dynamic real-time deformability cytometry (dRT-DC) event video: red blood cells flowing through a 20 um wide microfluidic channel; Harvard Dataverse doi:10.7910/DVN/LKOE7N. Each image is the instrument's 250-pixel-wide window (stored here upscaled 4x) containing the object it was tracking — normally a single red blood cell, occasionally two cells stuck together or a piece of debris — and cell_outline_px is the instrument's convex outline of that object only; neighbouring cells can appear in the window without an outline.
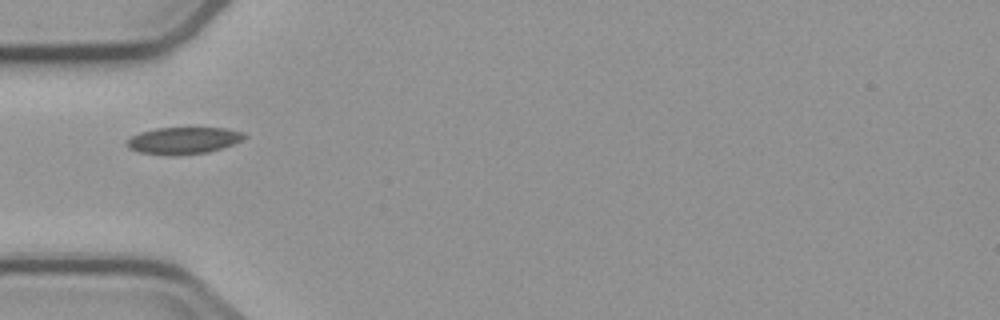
{"species": "common noctule bat (a hibernating species)", "species_latin": "Nyctalus noctula", "temperature_condition": "cold", "stored_images_in_passage": 3, "camera_frame_rate_fps": 3000, "um_per_image_px": 0.085, "animal": {"sex": "male", "body_mass_g": 23.1, "forearm_length_mm": 52.7}, "frame": {"image": 1, "passage_image": 1, "time_ms": 0.0, "image_size_px": [1000, 320], "cell_outline_px": [[248, 136], [244, 140], [208, 152], [176, 156], [172, 156], [140, 152], [128, 148], [128, 140], [132, 136], [140, 132], [156, 128], [228, 128], [244, 132]], "centroid_in_image_um": [15.64, 11.94], "position_along_channel_um": 69.4, "area_um2": 18.44}}
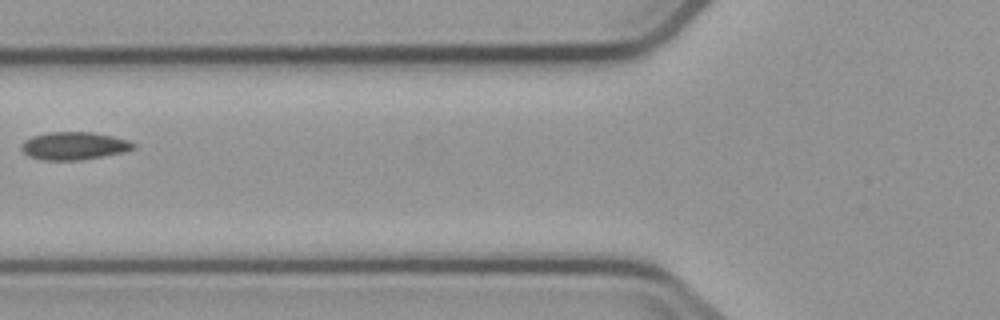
{"frame": {"image": 2, "passage_image": 2, "time_ms": 1.333, "image_size_px": [1000, 320], "cell_outline_px": [[136, 148], [124, 152], [80, 160], [44, 160], [28, 156], [20, 148], [20, 144], [24, 140], [32, 136], [48, 132], [92, 132], [112, 136], [128, 140], [136, 144]], "centroid_in_image_um": [6.28, 12.39], "position_along_channel_um": 119.5, "area_um2": 18.21}}
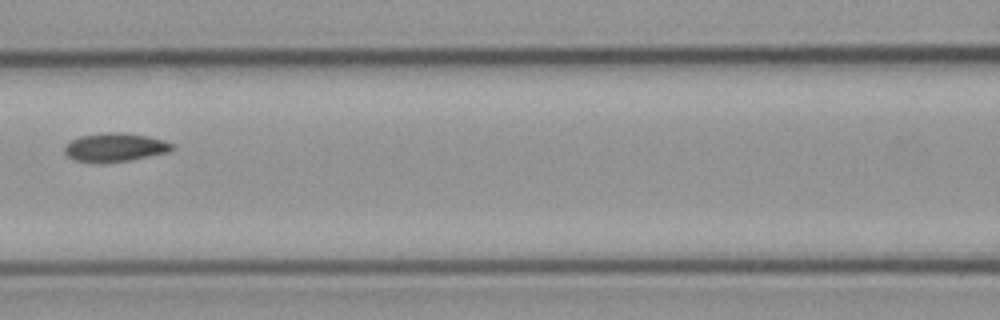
{"frame": {"image": 3, "passage_image": 3, "time_ms": 2.333, "image_size_px": [1000, 320], "cell_outline_px": [[176, 148], [168, 152], [128, 160], [76, 160], [68, 156], [64, 152], [64, 148], [72, 140], [80, 136], [104, 132], [124, 132], [148, 136], [164, 140], [176, 144]], "centroid_in_image_um": [9.86, 12.47], "position_along_channel_um": 156.7, "area_um2": 17.34}}